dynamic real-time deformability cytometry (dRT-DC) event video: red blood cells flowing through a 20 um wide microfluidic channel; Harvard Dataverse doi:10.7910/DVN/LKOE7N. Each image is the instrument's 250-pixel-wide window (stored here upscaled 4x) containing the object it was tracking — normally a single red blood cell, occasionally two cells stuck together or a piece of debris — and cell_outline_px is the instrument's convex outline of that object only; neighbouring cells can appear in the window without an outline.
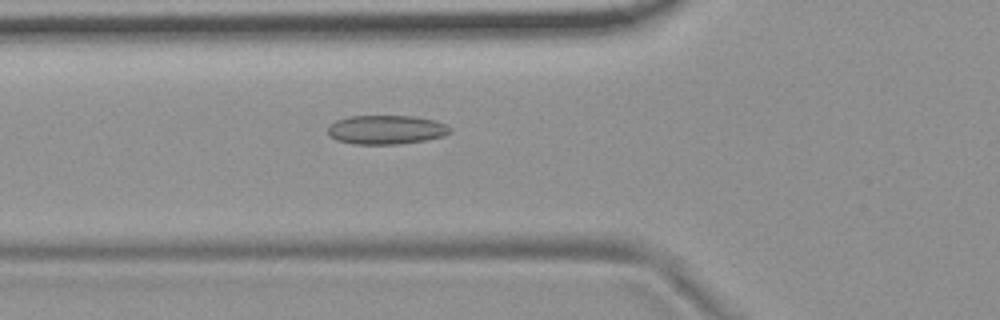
{"species": "common noctule bat (a hibernating species)", "species_latin": "Nyctalus noctula", "temperature_condition": "room temperature", "stored_images_in_passage": 55, "camera_frame_rate_fps": 3000, "um_per_image_px": 0.085, "animal": {"sex": "female", "body_mass_g": 19.9}, "frame": {"image": 1, "passage_image": 20, "time_ms": 6.333, "image_size_px": [1000, 320], "cell_outline_px": [[452, 132], [444, 136], [424, 140], [396, 144], [352, 144], [336, 140], [328, 136], [328, 128], [336, 120], [348, 116], [412, 116], [436, 120], [452, 128]], "centroid_in_image_um": [32.82, 11.02], "position_along_channel_um": 93.0, "area_um2": 20.75}}
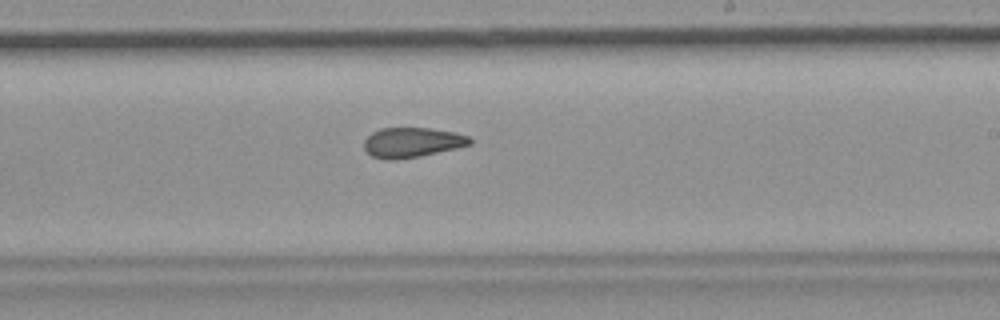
{"frame": {"image": 2, "passage_image": 33, "time_ms": 10.667, "image_size_px": [1000, 320], "cell_outline_px": [[472, 144], [456, 148], [420, 156], [396, 160], [388, 160], [372, 156], [364, 148], [364, 140], [372, 132], [380, 128], [428, 128], [456, 132], [468, 136], [472, 140]], "centroid_in_image_um": [35.03, 12.1], "position_along_channel_um": 254.0, "area_um2": 18.44}}
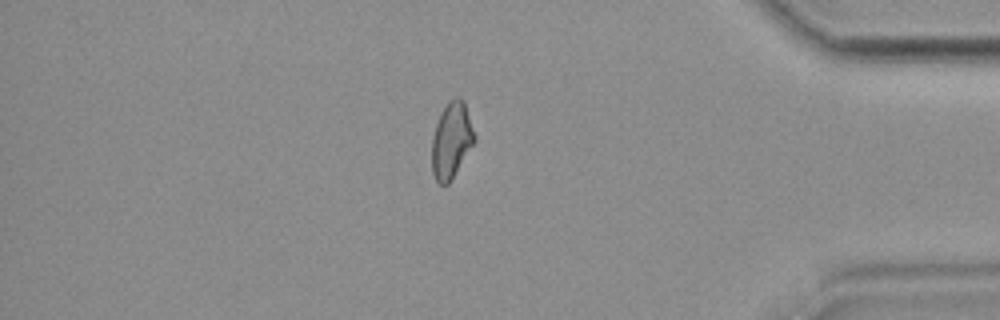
{"frame": {"image": 3, "passage_image": 47, "time_ms": 15.333, "image_size_px": [1000, 320], "cell_outline_px": [[476, 140], [448, 184], [440, 184], [436, 180], [432, 172], [432, 136], [440, 112], [448, 100], [456, 96], [460, 96], [464, 100], [476, 136]], "centroid_in_image_um": [38.37, 11.87], "position_along_channel_um": 396.8, "area_um2": 18.96}, "authors_computed_cell_mechanics": {"area_um2": 19.5942, "velocity_mm_per_s": 3.7153, "shape_relaxation_time_tau1_ms": null, "shape_relaxation_time_tau2_ms": 4.1088, "deformation_change_tau1": null, "deformation_change_tau2": 0.114}}